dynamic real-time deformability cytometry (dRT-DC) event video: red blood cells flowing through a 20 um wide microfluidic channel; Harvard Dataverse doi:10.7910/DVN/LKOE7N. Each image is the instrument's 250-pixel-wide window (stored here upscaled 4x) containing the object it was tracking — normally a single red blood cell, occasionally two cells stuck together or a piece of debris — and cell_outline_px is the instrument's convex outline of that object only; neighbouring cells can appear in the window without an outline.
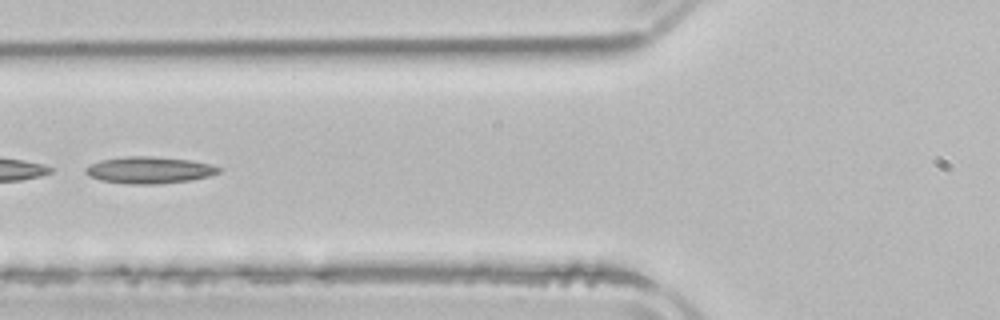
{"species": "common noctule bat (a hibernating species)", "species_latin": "Nyctalus noctula", "temperature_condition": "room temperature", "stored_images_in_passage": 5, "camera_frame_rate_fps": 3000, "um_per_image_px": 0.085, "animal": {"sex": "male", "body_mass_g": 21.5, "forearm_length_mm": 52.0}, "frame": {"image": 1, "passage_image": 5, "time_ms": 6.0, "image_size_px": [1000, 320], "cell_outline_px": [[220, 172], [212, 176], [192, 180], [156, 184], [128, 184], [100, 180], [88, 176], [84, 172], [84, 168], [88, 164], [100, 160], [128, 156], [152, 156], [192, 160], [212, 164], [220, 168]], "centroid_in_image_um": [12.68, 14.45], "position_along_channel_um": 113.1, "area_um2": 21.1}}